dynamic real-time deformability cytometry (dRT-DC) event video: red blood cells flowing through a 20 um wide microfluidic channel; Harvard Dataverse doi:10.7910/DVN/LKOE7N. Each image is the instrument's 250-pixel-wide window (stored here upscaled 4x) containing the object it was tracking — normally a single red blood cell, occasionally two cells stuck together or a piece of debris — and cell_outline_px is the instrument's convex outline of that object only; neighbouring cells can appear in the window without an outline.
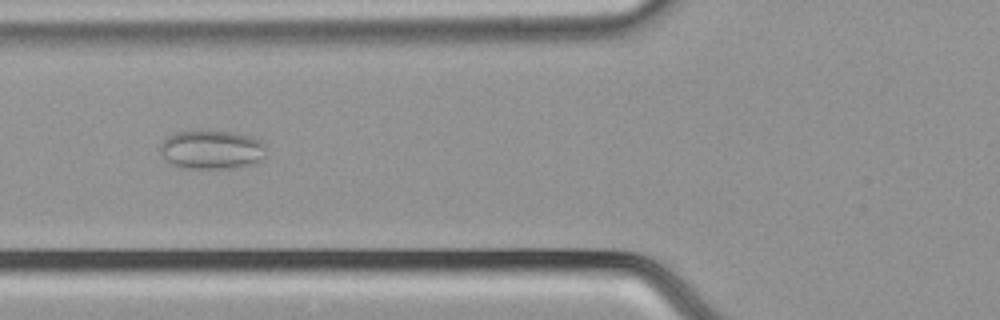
{"species": "common noctule bat (a hibernating species)", "species_latin": "Nyctalus noctula", "temperature_condition": "cold", "stored_images_in_passage": 47, "camera_frame_rate_fps": 3000, "um_per_image_px": 0.085, "animal": {"sex": "male", "body_mass_g": 21.5, "forearm_length_mm": 52.0}, "frame": {"image": 1, "passage_image": 14, "time_ms": 4.333, "image_size_px": [1000, 320], "cell_outline_px": [[264, 156], [256, 164], [240, 168], [180, 168], [172, 164], [160, 152], [160, 144], [168, 136], [176, 132], [232, 132], [252, 136], [260, 140], [264, 144]], "centroid_in_image_um": [18.03, 12.75], "position_along_channel_um": 107.8, "area_um2": 23.87}, "authors_computed_cell_mechanics": {"area_um2": 25.9522, "velocity_mm_per_s": 3.7905, "shape_relaxation_time_tau1_ms": null, "shape_relaxation_time_tau2_ms": 1.3428, "deformation_change_tau1": null, "deformation_change_tau2": 0.062}}